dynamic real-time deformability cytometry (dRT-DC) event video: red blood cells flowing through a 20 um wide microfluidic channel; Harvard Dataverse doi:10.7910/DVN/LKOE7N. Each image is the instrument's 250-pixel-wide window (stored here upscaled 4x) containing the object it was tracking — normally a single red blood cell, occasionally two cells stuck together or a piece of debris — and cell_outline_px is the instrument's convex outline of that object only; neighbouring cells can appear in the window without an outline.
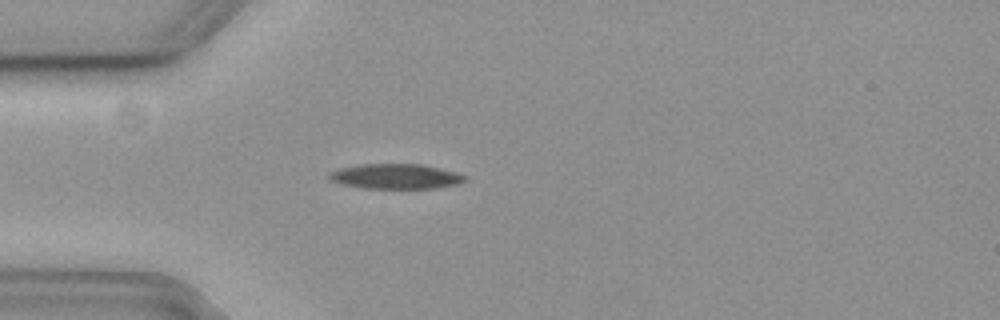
{"species": "common noctule bat (a hibernating species)", "species_latin": "Nyctalus noctula", "temperature_condition": "cold", "stored_images_in_passage": 4, "camera_frame_rate_fps": 3000, "um_per_image_px": 0.085, "animal": {"sex": "female", "body_mass_g": 19.3, "forearm_length_mm": 54.1}, "frame": {"image": 1, "passage_image": 3, "time_ms": 0.667, "image_size_px": [1000, 320], "cell_outline_px": [[468, 180], [456, 184], [436, 188], [360, 188], [340, 184], [332, 180], [328, 176], [328, 172], [340, 168], [364, 164], [424, 164], [456, 172], [468, 176]], "centroid_in_image_um": [33.66, 14.99], "position_along_channel_um": 51.3, "area_um2": 19.88}}